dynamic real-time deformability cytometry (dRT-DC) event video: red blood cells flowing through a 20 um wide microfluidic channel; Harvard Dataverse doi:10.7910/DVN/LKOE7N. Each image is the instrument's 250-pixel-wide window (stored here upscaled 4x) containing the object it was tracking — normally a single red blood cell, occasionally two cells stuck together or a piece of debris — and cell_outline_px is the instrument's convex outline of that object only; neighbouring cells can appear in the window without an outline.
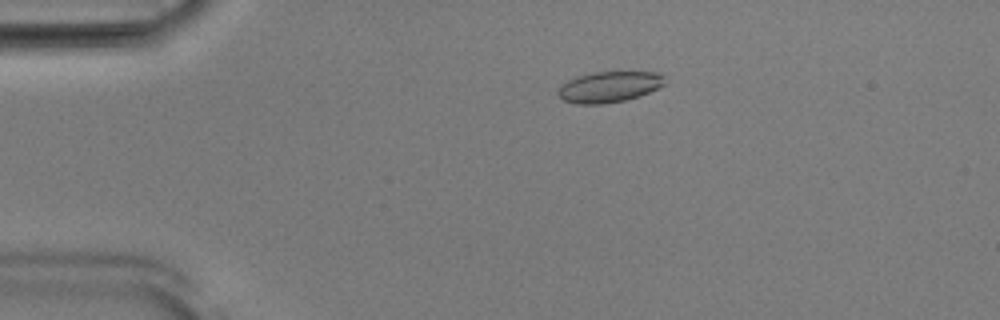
{"species": "Egyptian fruit bat (a non-hibernating species)", "species_latin": "Rousettus aegyptiacus", "temperature_condition": "room temperature", "stored_images_in_passage": 53, "camera_frame_rate_fps": 3000, "um_per_image_px": 0.085, "animal": {"sex": "male"}, "frame": {"image": 1, "passage_image": 11, "time_ms": 3.333, "image_size_px": [1000, 320], "cell_outline_px": [[664, 84], [640, 96], [624, 100], [604, 104], [576, 104], [564, 100], [556, 92], [560, 84], [568, 80], [592, 72], [660, 72], [664, 76]], "centroid_in_image_um": [51.75, 7.38], "position_along_channel_um": 33.2, "area_um2": 19.13}}
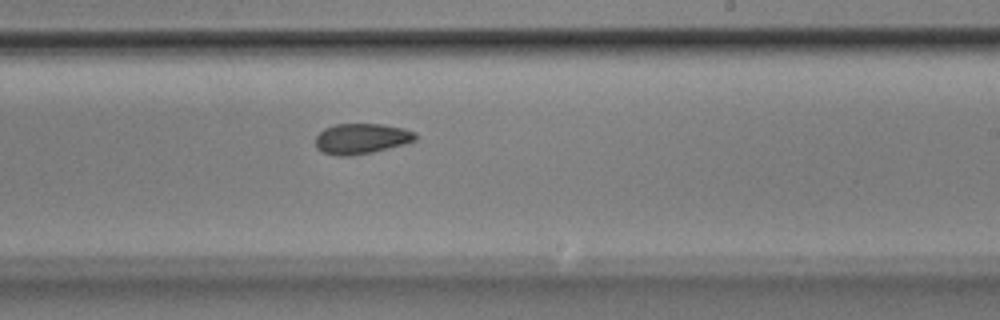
{"frame": {"image": 2, "passage_image": 32, "time_ms": 10.333, "image_size_px": [1000, 320], "cell_outline_px": [[420, 136], [416, 140], [404, 144], [372, 152], [348, 156], [340, 156], [324, 152], [316, 148], [316, 136], [324, 128], [336, 124], [384, 124], [404, 128], [416, 132]], "centroid_in_image_um": [30.76, 11.77], "position_along_channel_um": 258.2, "area_um2": 17.8}}
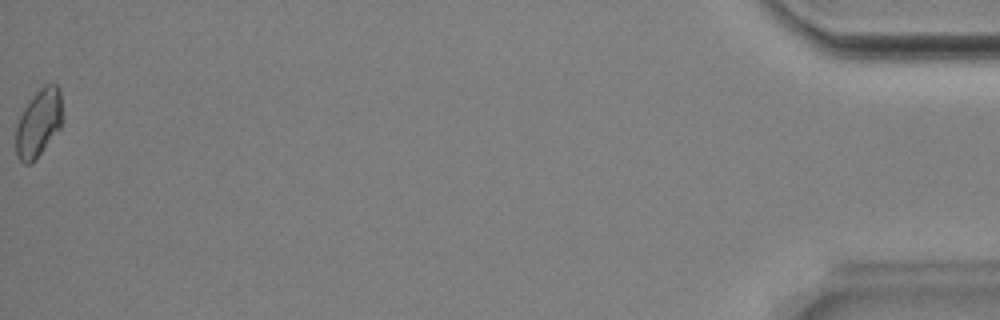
{"frame": {"image": 3, "passage_image": 53, "time_ms": 17.333, "image_size_px": [1000, 320], "cell_outline_px": [[60, 128], [32, 164], [24, 164], [16, 156], [16, 124], [24, 108], [32, 96], [44, 84], [56, 84], [60, 92]], "centroid_in_image_um": [3.24, 10.48], "position_along_channel_um": 432.0, "area_um2": 18.03}, "authors_computed_cell_mechanics": {"area_um2": 18.3226, "velocity_mm_per_s": 3.8905, "shape_relaxation_time_tau1_ms": 6.4941, "shape_relaxation_time_tau2_ms": null, "deformation_change_tau1": 0.1118, "deformation_change_tau2": null}}